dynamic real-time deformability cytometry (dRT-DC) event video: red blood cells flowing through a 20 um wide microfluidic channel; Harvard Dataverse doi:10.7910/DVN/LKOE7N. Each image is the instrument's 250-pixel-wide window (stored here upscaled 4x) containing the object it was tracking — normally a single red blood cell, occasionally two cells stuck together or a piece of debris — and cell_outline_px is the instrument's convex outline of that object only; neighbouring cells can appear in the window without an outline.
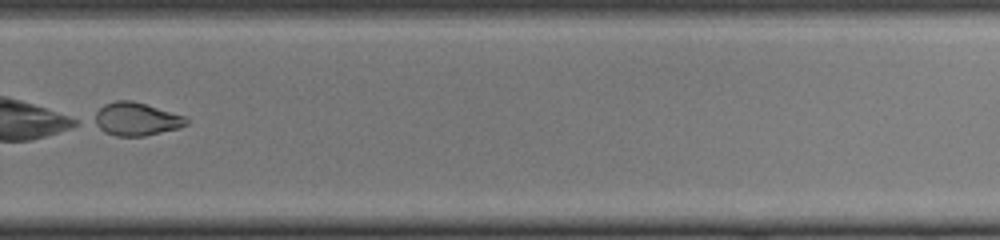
{"species": "common noctule bat (a hibernating species)", "species_latin": "Nyctalus noctula", "temperature_condition": "cold", "stored_images_in_passage": 31, "camera_frame_rate_fps": 3000, "um_per_image_px": 0.085, "animal": {"sex": "female", "body_mass_g": 22.0, "forearm_length_mm": 56.7}, "frame": {"image": 1, "passage_image": 18, "time_ms": 5.667, "image_size_px": [1000, 240], "cell_outline_px": [[188, 124], [180, 128], [144, 136], [116, 136], [104, 132], [92, 124], [88, 120], [104, 104], [116, 100], [132, 100], [184, 116], [188, 120]], "centroid_in_image_um": [11.49, 10.13], "position_along_channel_um": 318.3, "area_um2": 18.03}}